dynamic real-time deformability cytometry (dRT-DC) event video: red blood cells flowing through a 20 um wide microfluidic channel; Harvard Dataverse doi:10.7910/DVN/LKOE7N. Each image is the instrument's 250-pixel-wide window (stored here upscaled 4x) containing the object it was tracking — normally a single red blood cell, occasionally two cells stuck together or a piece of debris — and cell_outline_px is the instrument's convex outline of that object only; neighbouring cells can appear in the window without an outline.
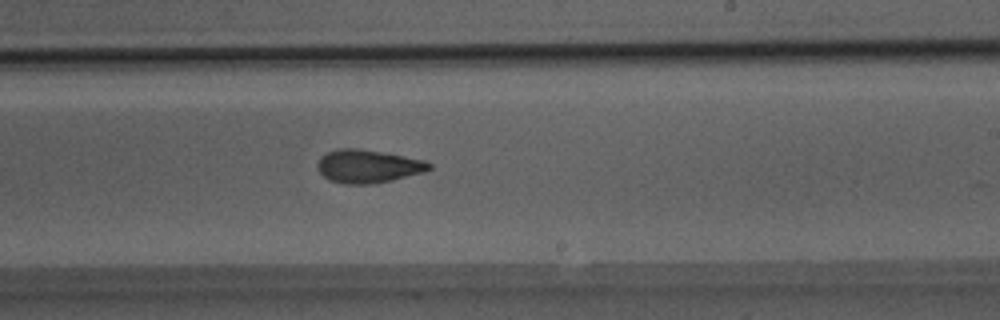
{"species": "Egyptian fruit bat (a non-hibernating species)", "species_latin": "Rousettus aegyptiacus", "temperature_condition": "room temperature", "stored_images_in_passage": 51, "camera_frame_rate_fps": 3000, "um_per_image_px": 0.085, "animal": {"sex": "male"}, "frame": {"image": 1, "passage_image": 31, "time_ms": 10.0, "image_size_px": [1000, 320], "cell_outline_px": [[432, 168], [424, 172], [392, 180], [368, 184], [344, 184], [328, 180], [316, 168], [316, 164], [320, 156], [336, 148], [356, 148], [380, 152], [424, 160], [432, 164]], "centroid_in_image_um": [31.23, 14.13], "position_along_channel_um": 257.8, "area_um2": 21.56}}
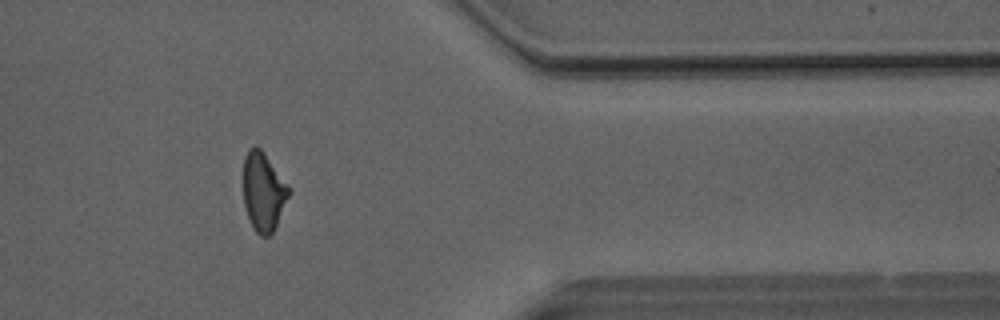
{"frame": {"image": 2, "passage_image": 42, "time_ms": 13.667, "image_size_px": [1000, 320], "cell_outline_px": [[288, 196], [276, 224], [272, 232], [268, 236], [260, 236], [252, 228], [244, 204], [244, 156], [248, 148], [256, 144], [264, 152], [288, 184]], "centroid_in_image_um": [22.36, 16.25], "position_along_channel_um": 389.0, "area_um2": 20.58}}
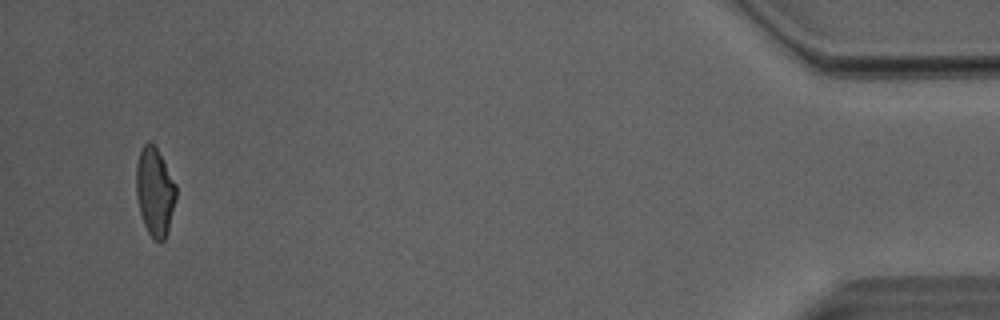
{"frame": {"image": 3, "passage_image": 49, "time_ms": 16.0, "image_size_px": [1000, 320], "cell_outline_px": [[176, 200], [168, 232], [164, 240], [156, 240], [148, 232], [144, 224], [140, 212], [136, 196], [136, 164], [140, 148], [148, 140], [152, 140], [176, 184]], "centroid_in_image_um": [13.15, 16.25], "position_along_channel_um": 422.0, "area_um2": 20.63}, "authors_computed_cell_mechanics": {"area_um2": 21.6172, "velocity_mm_per_s": 4.0785, "shape_relaxation_time_tau1_ms": 5.8288, "shape_relaxation_time_tau2_ms": 3.2285, "deformation_change_tau1": 0.1678, "deformation_change_tau2": 0.114}}